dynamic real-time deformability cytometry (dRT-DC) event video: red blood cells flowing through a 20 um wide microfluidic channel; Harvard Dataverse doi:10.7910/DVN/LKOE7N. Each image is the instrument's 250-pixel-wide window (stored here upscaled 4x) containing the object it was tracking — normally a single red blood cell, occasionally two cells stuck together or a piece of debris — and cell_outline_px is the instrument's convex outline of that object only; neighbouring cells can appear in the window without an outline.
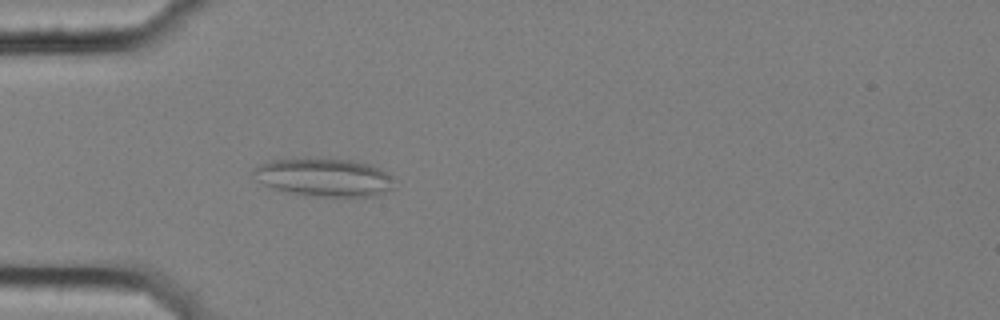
{"species": "common noctule bat (a hibernating species)", "species_latin": "Nyctalus noctula", "temperature_condition": "cold", "stored_images_in_passage": 41, "camera_frame_rate_fps": 3000, "um_per_image_px": 0.085, "animal": {"sex": "female", "body_mass_g": 25.1}, "frame": {"image": 1, "passage_image": 1, "time_ms": 0.0, "image_size_px": [1000, 320], "cell_outline_px": [[392, 188], [376, 196], [312, 196], [288, 192], [272, 188], [256, 180], [252, 176], [252, 168], [260, 164], [272, 160], [348, 160], [368, 164], [392, 176]], "centroid_in_image_um": [27.49, 15.1], "position_along_channel_um": 57.5, "area_um2": 30.46}}
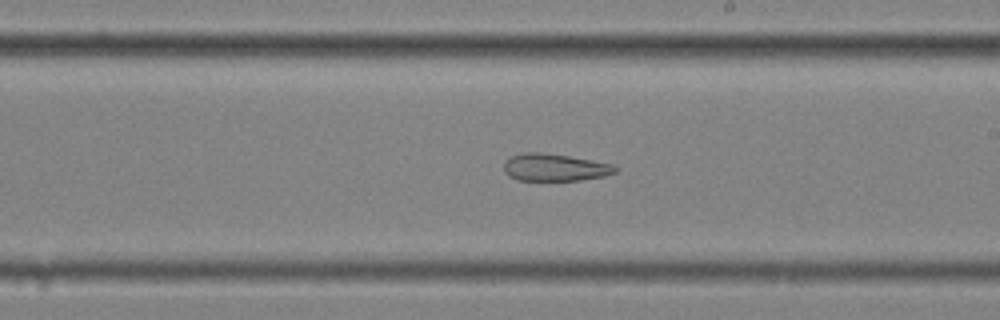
{"frame": {"image": 2, "passage_image": 17, "time_ms": 5.333, "image_size_px": [1000, 320], "cell_outline_px": [[620, 168], [616, 172], [604, 176], [580, 180], [516, 180], [508, 176], [504, 172], [504, 160], [512, 156], [524, 152], [540, 152], [568, 156], [612, 164]], "centroid_in_image_um": [47.13, 14.23], "position_along_channel_um": 241.9, "area_um2": 17.74}}
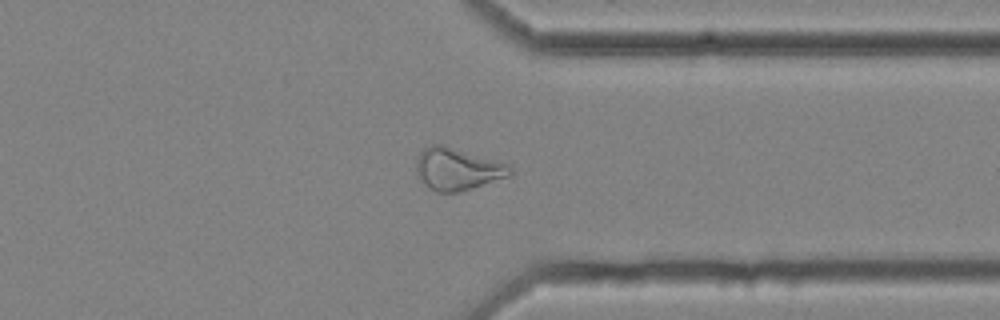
{"frame": {"image": 3, "passage_image": 28, "time_ms": 9.0, "image_size_px": [1000, 320], "cell_outline_px": [[512, 176], [472, 188], [456, 192], [436, 192], [416, 172], [416, 160], [420, 152], [424, 148], [432, 144], [444, 144], [512, 164]], "centroid_in_image_um": [38.96, 14.33], "position_along_channel_um": 372.4, "area_um2": 23.18}}